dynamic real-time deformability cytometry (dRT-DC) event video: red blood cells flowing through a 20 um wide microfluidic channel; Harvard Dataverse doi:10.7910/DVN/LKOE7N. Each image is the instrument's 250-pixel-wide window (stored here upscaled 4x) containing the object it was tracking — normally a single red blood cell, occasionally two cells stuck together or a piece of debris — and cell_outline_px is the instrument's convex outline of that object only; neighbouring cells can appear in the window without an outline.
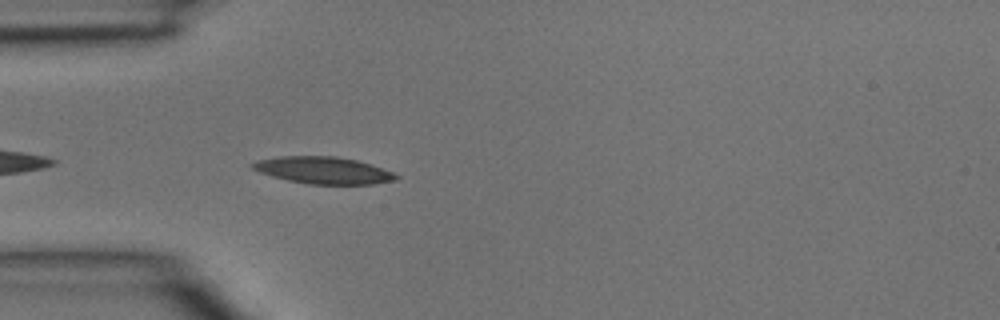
{"species": "common noctule bat (a hibernating species)", "species_latin": "Nyctalus noctula", "temperature_condition": "room temperature", "stored_images_in_passage": 2, "camera_frame_rate_fps": 3000, "um_per_image_px": 0.085, "animal": {"sex": "male", "body_mass_g": 15.6}, "frame": {"image": 1, "passage_image": 2, "time_ms": 0.333, "image_size_px": [1000, 320], "cell_outline_px": [[400, 176], [396, 180], [372, 184], [308, 184], [288, 180], [272, 176], [260, 172], [252, 168], [248, 164], [256, 160], [280, 156], [336, 156], [356, 160], [372, 164], [392, 172]], "centroid_in_image_um": [27.47, 14.47], "position_along_channel_um": 57.5, "area_um2": 22.6}}